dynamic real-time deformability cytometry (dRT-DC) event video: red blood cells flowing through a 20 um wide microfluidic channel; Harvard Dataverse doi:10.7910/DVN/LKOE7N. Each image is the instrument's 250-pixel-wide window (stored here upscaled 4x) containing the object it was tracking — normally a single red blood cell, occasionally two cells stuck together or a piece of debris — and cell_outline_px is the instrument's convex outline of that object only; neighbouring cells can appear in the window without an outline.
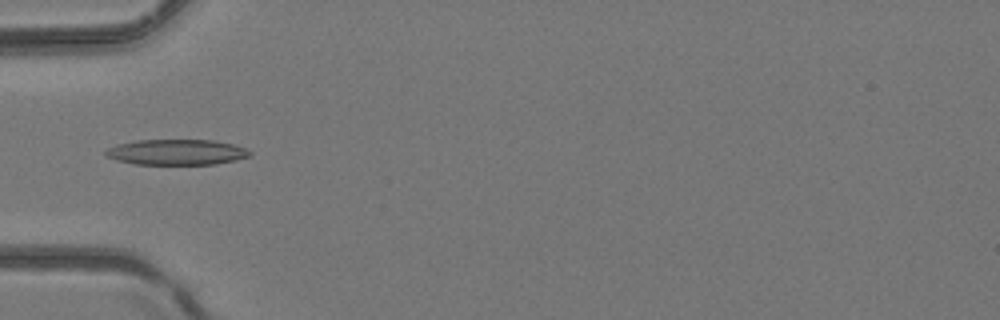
{"species": "common noctule bat (a hibernating species)", "species_latin": "Nyctalus noctula", "temperature_condition": "room temperature", "stored_images_in_passage": 32, "camera_frame_rate_fps": 3000, "um_per_image_px": 0.085, "animal": {"sex": "female", "body_mass_g": 24.6, "forearm_length_mm": 56.2}, "frame": {"image": 1, "passage_image": 6, "time_ms": 1.667, "image_size_px": [1000, 320], "cell_outline_px": [[252, 156], [236, 160], [216, 164], [136, 164], [116, 160], [104, 156], [104, 152], [108, 148], [116, 144], [136, 140], [216, 140], [232, 144], [244, 148], [252, 152]], "centroid_in_image_um": [15.0, 12.93], "position_along_channel_um": 70.0, "area_um2": 21.62}}
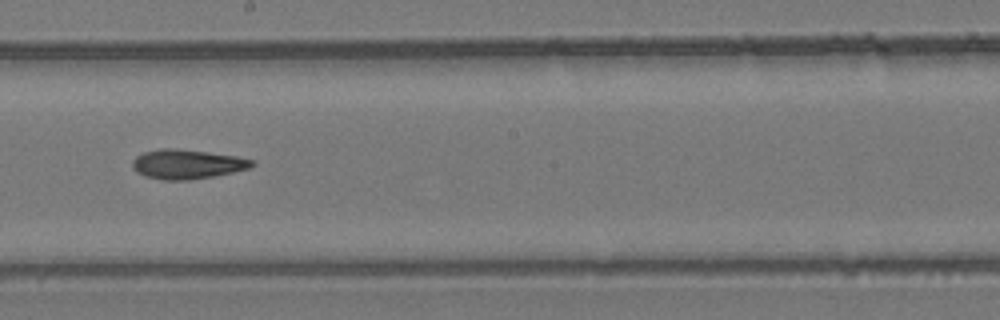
{"frame": {"image": 2, "passage_image": 16, "time_ms": 5.0, "image_size_px": [1000, 320], "cell_outline_px": [[256, 164], [248, 168], [232, 172], [212, 176], [188, 180], [160, 180], [144, 176], [136, 172], [132, 168], [132, 160], [136, 156], [144, 152], [160, 148], [176, 148], [208, 152], [236, 156], [256, 160]], "centroid_in_image_um": [15.87, 13.95], "position_along_channel_um": 232.3, "area_um2": 20.63}}
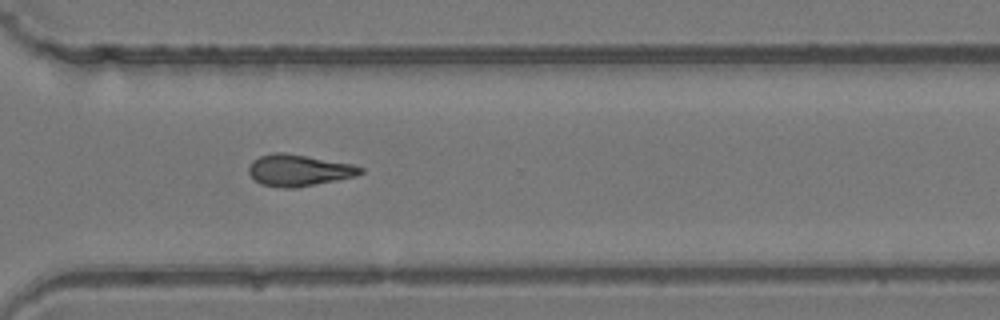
{"frame": {"image": 3, "passage_image": 23, "time_ms": 7.333, "image_size_px": [1000, 320], "cell_outline_px": [[364, 172], [356, 176], [296, 188], [284, 188], [260, 184], [248, 172], [248, 168], [252, 160], [260, 156], [272, 152], [284, 152], [352, 164], [364, 168]], "centroid_in_image_um": [25.39, 14.47], "position_along_channel_um": 345.2, "area_um2": 20.52}}